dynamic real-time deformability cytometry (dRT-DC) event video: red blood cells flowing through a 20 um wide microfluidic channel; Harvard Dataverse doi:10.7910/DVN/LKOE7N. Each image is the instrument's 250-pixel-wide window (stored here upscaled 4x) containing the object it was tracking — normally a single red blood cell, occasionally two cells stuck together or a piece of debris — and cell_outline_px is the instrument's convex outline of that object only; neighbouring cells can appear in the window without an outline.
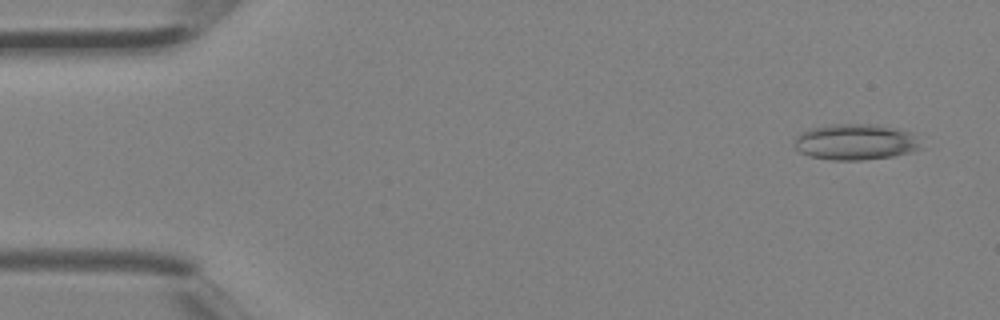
{"species": "Egyptian fruit bat (a non-hibernating species)", "species_latin": "Rousettus aegyptiacus", "temperature_condition": "room temperature", "stored_images_in_passage": 4, "camera_frame_rate_fps": 3000, "um_per_image_px": 0.085, "animal": {"sex": "female"}, "frame": {"image": 1, "passage_image": 1, "time_ms": 0.0, "image_size_px": [1000, 320], "cell_outline_px": [[920, 148], [912, 152], [892, 156], [860, 160], [832, 160], [808, 156], [800, 152], [796, 148], [796, 136], [800, 132], [812, 128], [832, 124], [872, 124], [896, 128], [912, 132]], "centroid_in_image_um": [72.69, 12.06], "position_along_channel_um": 12.3, "area_um2": 26.3}}